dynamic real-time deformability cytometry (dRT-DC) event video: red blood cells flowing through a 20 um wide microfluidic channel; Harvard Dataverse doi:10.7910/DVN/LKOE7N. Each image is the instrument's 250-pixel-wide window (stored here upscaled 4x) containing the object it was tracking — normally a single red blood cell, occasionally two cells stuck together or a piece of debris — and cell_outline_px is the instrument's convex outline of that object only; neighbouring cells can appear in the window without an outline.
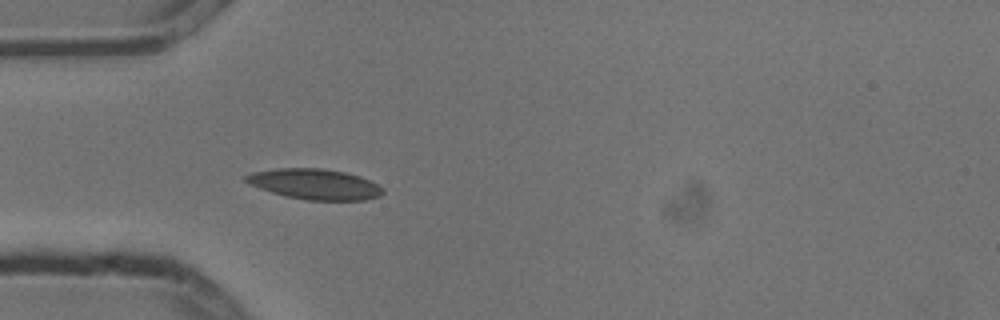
{"species": "common noctule bat (a hibernating species)", "species_latin": "Nyctalus noctula", "temperature_condition": "cold", "stored_images_in_passage": 3, "camera_frame_rate_fps": 3000, "um_per_image_px": 0.085, "animal": {"sex": "male", "body_mass_g": 13.3}, "frame": {"image": 1, "passage_image": 3, "time_ms": 0.667, "image_size_px": [1000, 320], "cell_outline_px": [[384, 192], [380, 196], [364, 200], [308, 200], [284, 196], [260, 188], [244, 180], [244, 176], [252, 172], [276, 168], [320, 168], [344, 172], [360, 176], [384, 188]], "centroid_in_image_um": [26.76, 15.65], "position_along_channel_um": 58.2, "area_um2": 24.22}}